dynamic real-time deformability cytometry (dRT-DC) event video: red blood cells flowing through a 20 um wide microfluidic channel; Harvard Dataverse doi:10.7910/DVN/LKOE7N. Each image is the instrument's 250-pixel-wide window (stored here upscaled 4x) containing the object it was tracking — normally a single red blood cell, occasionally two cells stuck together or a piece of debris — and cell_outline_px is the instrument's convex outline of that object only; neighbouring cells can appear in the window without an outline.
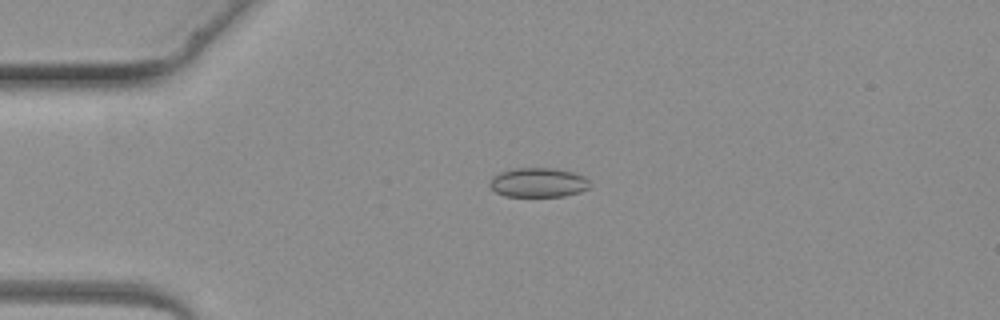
{"species": "common noctule bat (a hibernating species)", "species_latin": "Nyctalus noctula", "temperature_condition": "warm", "stored_images_in_passage": 2, "camera_frame_rate_fps": 3000, "um_per_image_px": 0.085, "animal": {"sex": "female", "body_mass_g": 19.3, "forearm_length_mm": 54.1}, "frame": {"image": 1, "passage_image": 1, "time_ms": 0.0, "image_size_px": [1000, 320], "cell_outline_px": [[588, 188], [580, 192], [564, 196], [504, 196], [496, 192], [488, 184], [492, 176], [500, 172], [516, 168], [548, 168], [572, 172], [584, 176], [588, 180]], "centroid_in_image_um": [45.71, 15.52], "position_along_channel_um": 39.3, "area_um2": 16.99}}
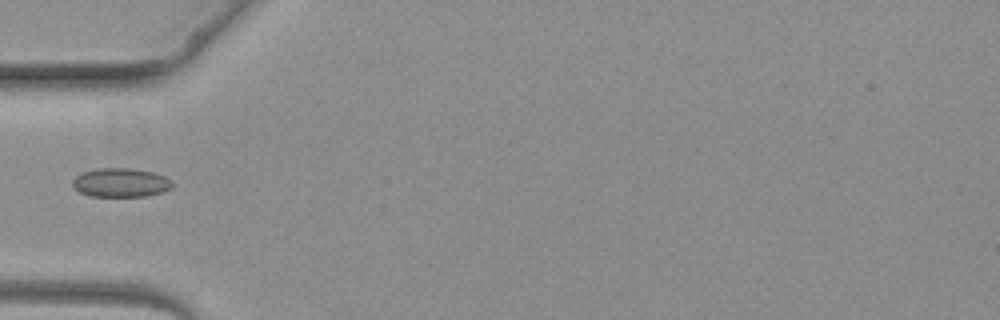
{"frame": {"image": 2, "passage_image": 2, "time_ms": 1.333, "image_size_px": [1000, 320], "cell_outline_px": [[172, 188], [164, 192], [144, 196], [92, 196], [80, 192], [72, 188], [72, 180], [76, 176], [84, 172], [96, 168], [132, 168], [152, 172], [164, 176], [172, 180]], "centroid_in_image_um": [10.26, 15.52], "position_along_channel_um": 74.7, "area_um2": 16.88}}